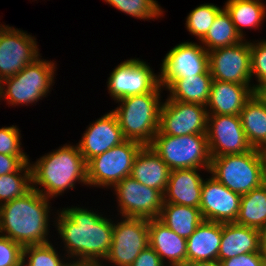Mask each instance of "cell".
<instances>
[{
  "mask_svg": "<svg viewBox=\"0 0 266 266\" xmlns=\"http://www.w3.org/2000/svg\"><path fill=\"white\" fill-rule=\"evenodd\" d=\"M53 223L72 262L101 263L113 240V220L83 207H67L56 212ZM74 259V260H73Z\"/></svg>",
  "mask_w": 266,
  "mask_h": 266,
  "instance_id": "obj_1",
  "label": "cell"
},
{
  "mask_svg": "<svg viewBox=\"0 0 266 266\" xmlns=\"http://www.w3.org/2000/svg\"><path fill=\"white\" fill-rule=\"evenodd\" d=\"M49 201L32 188L22 197L1 204L0 234L22 247L49 243Z\"/></svg>",
  "mask_w": 266,
  "mask_h": 266,
  "instance_id": "obj_2",
  "label": "cell"
},
{
  "mask_svg": "<svg viewBox=\"0 0 266 266\" xmlns=\"http://www.w3.org/2000/svg\"><path fill=\"white\" fill-rule=\"evenodd\" d=\"M29 164L32 188L48 199L74 189L77 182L88 185L87 162L77 145L64 144Z\"/></svg>",
  "mask_w": 266,
  "mask_h": 266,
  "instance_id": "obj_3",
  "label": "cell"
},
{
  "mask_svg": "<svg viewBox=\"0 0 266 266\" xmlns=\"http://www.w3.org/2000/svg\"><path fill=\"white\" fill-rule=\"evenodd\" d=\"M162 91L129 96L116 101L120 103L111 110L117 117L125 139L150 146L158 132L162 106Z\"/></svg>",
  "mask_w": 266,
  "mask_h": 266,
  "instance_id": "obj_4",
  "label": "cell"
},
{
  "mask_svg": "<svg viewBox=\"0 0 266 266\" xmlns=\"http://www.w3.org/2000/svg\"><path fill=\"white\" fill-rule=\"evenodd\" d=\"M55 69V62L38 57L16 75L3 79L0 100L5 99L13 106H29L42 100L55 82Z\"/></svg>",
  "mask_w": 266,
  "mask_h": 266,
  "instance_id": "obj_5",
  "label": "cell"
},
{
  "mask_svg": "<svg viewBox=\"0 0 266 266\" xmlns=\"http://www.w3.org/2000/svg\"><path fill=\"white\" fill-rule=\"evenodd\" d=\"M150 146L170 170L202 168L209 174L211 156L207 134L171 136L158 131Z\"/></svg>",
  "mask_w": 266,
  "mask_h": 266,
  "instance_id": "obj_6",
  "label": "cell"
},
{
  "mask_svg": "<svg viewBox=\"0 0 266 266\" xmlns=\"http://www.w3.org/2000/svg\"><path fill=\"white\" fill-rule=\"evenodd\" d=\"M209 173L240 195L266 182L258 152L254 148L246 153L211 158Z\"/></svg>",
  "mask_w": 266,
  "mask_h": 266,
  "instance_id": "obj_7",
  "label": "cell"
},
{
  "mask_svg": "<svg viewBox=\"0 0 266 266\" xmlns=\"http://www.w3.org/2000/svg\"><path fill=\"white\" fill-rule=\"evenodd\" d=\"M142 148L138 142L125 140L87 162L88 187L113 188L130 176L135 156Z\"/></svg>",
  "mask_w": 266,
  "mask_h": 266,
  "instance_id": "obj_8",
  "label": "cell"
},
{
  "mask_svg": "<svg viewBox=\"0 0 266 266\" xmlns=\"http://www.w3.org/2000/svg\"><path fill=\"white\" fill-rule=\"evenodd\" d=\"M107 80L108 93L118 101L120 99L151 91H161L159 74L139 58L127 59L113 69Z\"/></svg>",
  "mask_w": 266,
  "mask_h": 266,
  "instance_id": "obj_9",
  "label": "cell"
},
{
  "mask_svg": "<svg viewBox=\"0 0 266 266\" xmlns=\"http://www.w3.org/2000/svg\"><path fill=\"white\" fill-rule=\"evenodd\" d=\"M116 222L111 249L104 261L113 263L112 266H130L149 246V219L122 217Z\"/></svg>",
  "mask_w": 266,
  "mask_h": 266,
  "instance_id": "obj_10",
  "label": "cell"
},
{
  "mask_svg": "<svg viewBox=\"0 0 266 266\" xmlns=\"http://www.w3.org/2000/svg\"><path fill=\"white\" fill-rule=\"evenodd\" d=\"M199 74H211L209 53L195 42H182L174 46L161 63L159 83L166 89L177 78H188Z\"/></svg>",
  "mask_w": 266,
  "mask_h": 266,
  "instance_id": "obj_11",
  "label": "cell"
},
{
  "mask_svg": "<svg viewBox=\"0 0 266 266\" xmlns=\"http://www.w3.org/2000/svg\"><path fill=\"white\" fill-rule=\"evenodd\" d=\"M117 196L121 217L158 218L164 203V195L141 184L131 176L123 178L113 188Z\"/></svg>",
  "mask_w": 266,
  "mask_h": 266,
  "instance_id": "obj_12",
  "label": "cell"
},
{
  "mask_svg": "<svg viewBox=\"0 0 266 266\" xmlns=\"http://www.w3.org/2000/svg\"><path fill=\"white\" fill-rule=\"evenodd\" d=\"M38 57L42 56L34 36L0 24V76L3 79L16 75Z\"/></svg>",
  "mask_w": 266,
  "mask_h": 266,
  "instance_id": "obj_13",
  "label": "cell"
},
{
  "mask_svg": "<svg viewBox=\"0 0 266 266\" xmlns=\"http://www.w3.org/2000/svg\"><path fill=\"white\" fill-rule=\"evenodd\" d=\"M206 106L166 99L162 103L158 131L171 136L207 133Z\"/></svg>",
  "mask_w": 266,
  "mask_h": 266,
  "instance_id": "obj_14",
  "label": "cell"
},
{
  "mask_svg": "<svg viewBox=\"0 0 266 266\" xmlns=\"http://www.w3.org/2000/svg\"><path fill=\"white\" fill-rule=\"evenodd\" d=\"M208 53L209 70L213 80L251 84L250 41L245 39Z\"/></svg>",
  "mask_w": 266,
  "mask_h": 266,
  "instance_id": "obj_15",
  "label": "cell"
},
{
  "mask_svg": "<svg viewBox=\"0 0 266 266\" xmlns=\"http://www.w3.org/2000/svg\"><path fill=\"white\" fill-rule=\"evenodd\" d=\"M206 134L211 158L246 153L252 149L239 115H208Z\"/></svg>",
  "mask_w": 266,
  "mask_h": 266,
  "instance_id": "obj_16",
  "label": "cell"
},
{
  "mask_svg": "<svg viewBox=\"0 0 266 266\" xmlns=\"http://www.w3.org/2000/svg\"><path fill=\"white\" fill-rule=\"evenodd\" d=\"M242 195L231 191L214 176L203 180L199 209L204 220L235 222L240 209Z\"/></svg>",
  "mask_w": 266,
  "mask_h": 266,
  "instance_id": "obj_17",
  "label": "cell"
},
{
  "mask_svg": "<svg viewBox=\"0 0 266 266\" xmlns=\"http://www.w3.org/2000/svg\"><path fill=\"white\" fill-rule=\"evenodd\" d=\"M77 146L86 162L93 157L121 144L122 134L116 115L110 111L86 127Z\"/></svg>",
  "mask_w": 266,
  "mask_h": 266,
  "instance_id": "obj_18",
  "label": "cell"
},
{
  "mask_svg": "<svg viewBox=\"0 0 266 266\" xmlns=\"http://www.w3.org/2000/svg\"><path fill=\"white\" fill-rule=\"evenodd\" d=\"M253 85L213 80L206 104L208 115H240L254 93Z\"/></svg>",
  "mask_w": 266,
  "mask_h": 266,
  "instance_id": "obj_19",
  "label": "cell"
},
{
  "mask_svg": "<svg viewBox=\"0 0 266 266\" xmlns=\"http://www.w3.org/2000/svg\"><path fill=\"white\" fill-rule=\"evenodd\" d=\"M200 168L170 170L164 203L199 208L201 203L203 177Z\"/></svg>",
  "mask_w": 266,
  "mask_h": 266,
  "instance_id": "obj_20",
  "label": "cell"
},
{
  "mask_svg": "<svg viewBox=\"0 0 266 266\" xmlns=\"http://www.w3.org/2000/svg\"><path fill=\"white\" fill-rule=\"evenodd\" d=\"M149 246L166 266H182L187 262V243L158 218L149 219Z\"/></svg>",
  "mask_w": 266,
  "mask_h": 266,
  "instance_id": "obj_21",
  "label": "cell"
},
{
  "mask_svg": "<svg viewBox=\"0 0 266 266\" xmlns=\"http://www.w3.org/2000/svg\"><path fill=\"white\" fill-rule=\"evenodd\" d=\"M170 169L151 146H142L134 158L130 176L163 195L167 188Z\"/></svg>",
  "mask_w": 266,
  "mask_h": 266,
  "instance_id": "obj_22",
  "label": "cell"
},
{
  "mask_svg": "<svg viewBox=\"0 0 266 266\" xmlns=\"http://www.w3.org/2000/svg\"><path fill=\"white\" fill-rule=\"evenodd\" d=\"M253 252H261L259 229L238 225L234 222L222 223V237L217 258L219 262Z\"/></svg>",
  "mask_w": 266,
  "mask_h": 266,
  "instance_id": "obj_23",
  "label": "cell"
},
{
  "mask_svg": "<svg viewBox=\"0 0 266 266\" xmlns=\"http://www.w3.org/2000/svg\"><path fill=\"white\" fill-rule=\"evenodd\" d=\"M222 237V223L204 220L186 239L187 262L217 261Z\"/></svg>",
  "mask_w": 266,
  "mask_h": 266,
  "instance_id": "obj_24",
  "label": "cell"
},
{
  "mask_svg": "<svg viewBox=\"0 0 266 266\" xmlns=\"http://www.w3.org/2000/svg\"><path fill=\"white\" fill-rule=\"evenodd\" d=\"M239 116L248 143L257 149L266 142V98L260 92H254Z\"/></svg>",
  "mask_w": 266,
  "mask_h": 266,
  "instance_id": "obj_25",
  "label": "cell"
},
{
  "mask_svg": "<svg viewBox=\"0 0 266 266\" xmlns=\"http://www.w3.org/2000/svg\"><path fill=\"white\" fill-rule=\"evenodd\" d=\"M158 219L185 239L204 221L199 208L172 203H163Z\"/></svg>",
  "mask_w": 266,
  "mask_h": 266,
  "instance_id": "obj_26",
  "label": "cell"
},
{
  "mask_svg": "<svg viewBox=\"0 0 266 266\" xmlns=\"http://www.w3.org/2000/svg\"><path fill=\"white\" fill-rule=\"evenodd\" d=\"M212 81L211 74L177 78L165 89L169 92L167 98L184 103H197L206 106Z\"/></svg>",
  "mask_w": 266,
  "mask_h": 266,
  "instance_id": "obj_27",
  "label": "cell"
},
{
  "mask_svg": "<svg viewBox=\"0 0 266 266\" xmlns=\"http://www.w3.org/2000/svg\"><path fill=\"white\" fill-rule=\"evenodd\" d=\"M262 0H227L223 6L231 16L237 32L245 39L244 28L258 29L266 17Z\"/></svg>",
  "mask_w": 266,
  "mask_h": 266,
  "instance_id": "obj_28",
  "label": "cell"
},
{
  "mask_svg": "<svg viewBox=\"0 0 266 266\" xmlns=\"http://www.w3.org/2000/svg\"><path fill=\"white\" fill-rule=\"evenodd\" d=\"M234 223L259 230L266 227V182L242 195Z\"/></svg>",
  "mask_w": 266,
  "mask_h": 266,
  "instance_id": "obj_29",
  "label": "cell"
},
{
  "mask_svg": "<svg viewBox=\"0 0 266 266\" xmlns=\"http://www.w3.org/2000/svg\"><path fill=\"white\" fill-rule=\"evenodd\" d=\"M245 39L237 32L231 16L223 8L216 16L205 37L200 41L207 51L232 46Z\"/></svg>",
  "mask_w": 266,
  "mask_h": 266,
  "instance_id": "obj_30",
  "label": "cell"
},
{
  "mask_svg": "<svg viewBox=\"0 0 266 266\" xmlns=\"http://www.w3.org/2000/svg\"><path fill=\"white\" fill-rule=\"evenodd\" d=\"M31 189V167L25 163L17 172L0 175V205L22 197Z\"/></svg>",
  "mask_w": 266,
  "mask_h": 266,
  "instance_id": "obj_31",
  "label": "cell"
},
{
  "mask_svg": "<svg viewBox=\"0 0 266 266\" xmlns=\"http://www.w3.org/2000/svg\"><path fill=\"white\" fill-rule=\"evenodd\" d=\"M60 257L51 242L23 247L22 262L25 266H68L71 263L68 257L64 256L65 260Z\"/></svg>",
  "mask_w": 266,
  "mask_h": 266,
  "instance_id": "obj_32",
  "label": "cell"
},
{
  "mask_svg": "<svg viewBox=\"0 0 266 266\" xmlns=\"http://www.w3.org/2000/svg\"><path fill=\"white\" fill-rule=\"evenodd\" d=\"M223 8L214 4H201L194 8L186 17V29L190 34L197 36L198 40H202L212 26L217 14Z\"/></svg>",
  "mask_w": 266,
  "mask_h": 266,
  "instance_id": "obj_33",
  "label": "cell"
},
{
  "mask_svg": "<svg viewBox=\"0 0 266 266\" xmlns=\"http://www.w3.org/2000/svg\"><path fill=\"white\" fill-rule=\"evenodd\" d=\"M116 9L137 19L154 20L163 15L156 0H104Z\"/></svg>",
  "mask_w": 266,
  "mask_h": 266,
  "instance_id": "obj_34",
  "label": "cell"
},
{
  "mask_svg": "<svg viewBox=\"0 0 266 266\" xmlns=\"http://www.w3.org/2000/svg\"><path fill=\"white\" fill-rule=\"evenodd\" d=\"M256 42L250 41L251 80L257 79L256 85L252 83L253 89L261 92L266 88V39Z\"/></svg>",
  "mask_w": 266,
  "mask_h": 266,
  "instance_id": "obj_35",
  "label": "cell"
},
{
  "mask_svg": "<svg viewBox=\"0 0 266 266\" xmlns=\"http://www.w3.org/2000/svg\"><path fill=\"white\" fill-rule=\"evenodd\" d=\"M21 133L17 126L0 128V153L18 156L24 163H30L29 156L22 150Z\"/></svg>",
  "mask_w": 266,
  "mask_h": 266,
  "instance_id": "obj_36",
  "label": "cell"
},
{
  "mask_svg": "<svg viewBox=\"0 0 266 266\" xmlns=\"http://www.w3.org/2000/svg\"><path fill=\"white\" fill-rule=\"evenodd\" d=\"M23 247L0 234V266H17L22 262Z\"/></svg>",
  "mask_w": 266,
  "mask_h": 266,
  "instance_id": "obj_37",
  "label": "cell"
},
{
  "mask_svg": "<svg viewBox=\"0 0 266 266\" xmlns=\"http://www.w3.org/2000/svg\"><path fill=\"white\" fill-rule=\"evenodd\" d=\"M222 266H266L261 252L245 253L221 261Z\"/></svg>",
  "mask_w": 266,
  "mask_h": 266,
  "instance_id": "obj_38",
  "label": "cell"
},
{
  "mask_svg": "<svg viewBox=\"0 0 266 266\" xmlns=\"http://www.w3.org/2000/svg\"><path fill=\"white\" fill-rule=\"evenodd\" d=\"M130 266H166L151 246H147Z\"/></svg>",
  "mask_w": 266,
  "mask_h": 266,
  "instance_id": "obj_39",
  "label": "cell"
},
{
  "mask_svg": "<svg viewBox=\"0 0 266 266\" xmlns=\"http://www.w3.org/2000/svg\"><path fill=\"white\" fill-rule=\"evenodd\" d=\"M24 164L18 156L0 153V175L17 172Z\"/></svg>",
  "mask_w": 266,
  "mask_h": 266,
  "instance_id": "obj_40",
  "label": "cell"
},
{
  "mask_svg": "<svg viewBox=\"0 0 266 266\" xmlns=\"http://www.w3.org/2000/svg\"><path fill=\"white\" fill-rule=\"evenodd\" d=\"M256 150L258 152L261 166H262V170H263L264 176L266 178V142L261 144Z\"/></svg>",
  "mask_w": 266,
  "mask_h": 266,
  "instance_id": "obj_41",
  "label": "cell"
},
{
  "mask_svg": "<svg viewBox=\"0 0 266 266\" xmlns=\"http://www.w3.org/2000/svg\"><path fill=\"white\" fill-rule=\"evenodd\" d=\"M182 266H222L221 262L217 261H194L186 262Z\"/></svg>",
  "mask_w": 266,
  "mask_h": 266,
  "instance_id": "obj_42",
  "label": "cell"
},
{
  "mask_svg": "<svg viewBox=\"0 0 266 266\" xmlns=\"http://www.w3.org/2000/svg\"><path fill=\"white\" fill-rule=\"evenodd\" d=\"M260 251L266 262V227L260 230Z\"/></svg>",
  "mask_w": 266,
  "mask_h": 266,
  "instance_id": "obj_43",
  "label": "cell"
},
{
  "mask_svg": "<svg viewBox=\"0 0 266 266\" xmlns=\"http://www.w3.org/2000/svg\"><path fill=\"white\" fill-rule=\"evenodd\" d=\"M68 266H106L105 263L71 262Z\"/></svg>",
  "mask_w": 266,
  "mask_h": 266,
  "instance_id": "obj_44",
  "label": "cell"
},
{
  "mask_svg": "<svg viewBox=\"0 0 266 266\" xmlns=\"http://www.w3.org/2000/svg\"><path fill=\"white\" fill-rule=\"evenodd\" d=\"M2 84H3V78L0 76V93H1V90H2Z\"/></svg>",
  "mask_w": 266,
  "mask_h": 266,
  "instance_id": "obj_45",
  "label": "cell"
},
{
  "mask_svg": "<svg viewBox=\"0 0 266 266\" xmlns=\"http://www.w3.org/2000/svg\"><path fill=\"white\" fill-rule=\"evenodd\" d=\"M260 93L266 98V88H264Z\"/></svg>",
  "mask_w": 266,
  "mask_h": 266,
  "instance_id": "obj_46",
  "label": "cell"
},
{
  "mask_svg": "<svg viewBox=\"0 0 266 266\" xmlns=\"http://www.w3.org/2000/svg\"><path fill=\"white\" fill-rule=\"evenodd\" d=\"M17 266H25V265H24V263H23V262H21V263H20L19 265H17Z\"/></svg>",
  "mask_w": 266,
  "mask_h": 266,
  "instance_id": "obj_47",
  "label": "cell"
}]
</instances>
